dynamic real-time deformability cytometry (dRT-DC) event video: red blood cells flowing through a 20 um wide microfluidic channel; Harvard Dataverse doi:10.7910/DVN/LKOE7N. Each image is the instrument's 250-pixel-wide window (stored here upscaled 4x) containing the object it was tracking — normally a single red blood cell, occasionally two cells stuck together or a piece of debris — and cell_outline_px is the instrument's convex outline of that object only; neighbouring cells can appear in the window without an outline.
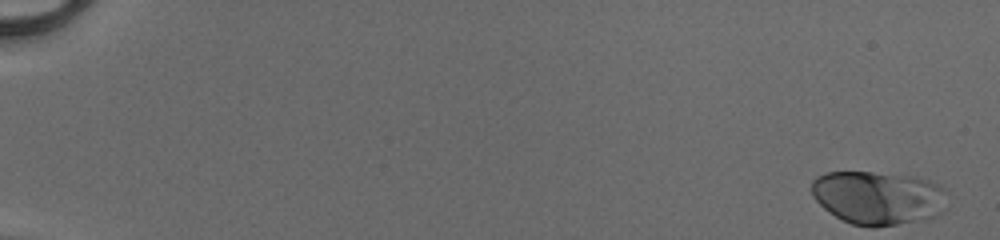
{"species": "human", "species_latin": "Homo sapiens", "temperature_condition": "cold", "stored_images_in_passage": 51, "camera_frame_rate_fps": 3000, "um_per_image_px": 0.085, "donor": {"sex": "male"}, "frame": {"image": 1, "passage_image": 1, "time_ms": 0.0, "image_size_px": [1000, 240], "cell_outline_px": [[900, 220], [892, 224], [852, 224], [836, 216], [812, 192], [812, 184], [820, 176], [828, 172], [868, 172], [880, 176]], "centroid_in_image_um": [72.77, 16.79], "position_along_channel_um": 12.2, "area_um2": 24.51}}
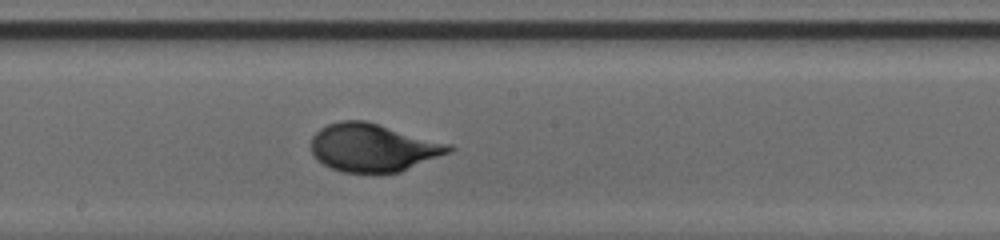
{"frame": {"image": 2, "passage_image": 30, "time_ms": 9.667, "image_size_px": [1000, 240], "cell_outline_px": [[452, 148], [444, 152], [396, 172], [348, 172], [336, 168], [320, 160], [312, 152], [312, 140], [324, 128], [332, 124], [356, 120], [376, 124]], "centroid_in_image_um": [31.56, 12.57], "position_along_channel_um": 216.6, "area_um2": 34.85}}
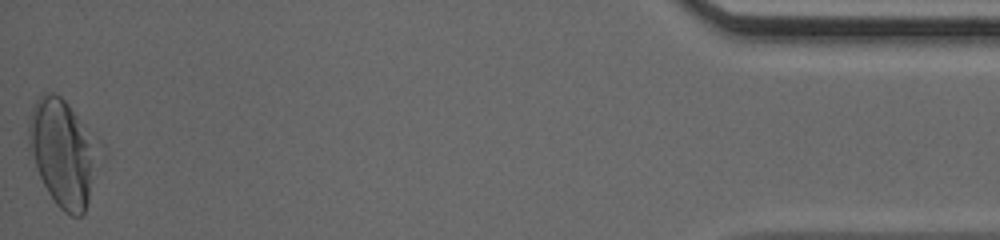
{"frame": {"image": 3, "passage_image": 51, "time_ms": 16.667, "image_size_px": [1000, 240], "cell_outline_px": [[84, 212], [80, 216], [68, 212], [52, 196], [40, 172], [36, 160], [36, 116], [40, 104], [48, 96], [56, 96], [68, 108], [72, 116], [84, 144]], "centroid_in_image_um": [5.16, 13.13], "position_along_channel_um": 430.0, "area_um2": 31.21}, "authors_computed_cell_mechanics": {"area_um2": 31.1542, "velocity_mm_per_s": 4.1596, "shape_relaxation_time_tau1_ms": 8.0011, "shape_relaxation_time_tau2_ms": null, "deformation_change_tau1": 0.2951, "deformation_change_tau2": null}}